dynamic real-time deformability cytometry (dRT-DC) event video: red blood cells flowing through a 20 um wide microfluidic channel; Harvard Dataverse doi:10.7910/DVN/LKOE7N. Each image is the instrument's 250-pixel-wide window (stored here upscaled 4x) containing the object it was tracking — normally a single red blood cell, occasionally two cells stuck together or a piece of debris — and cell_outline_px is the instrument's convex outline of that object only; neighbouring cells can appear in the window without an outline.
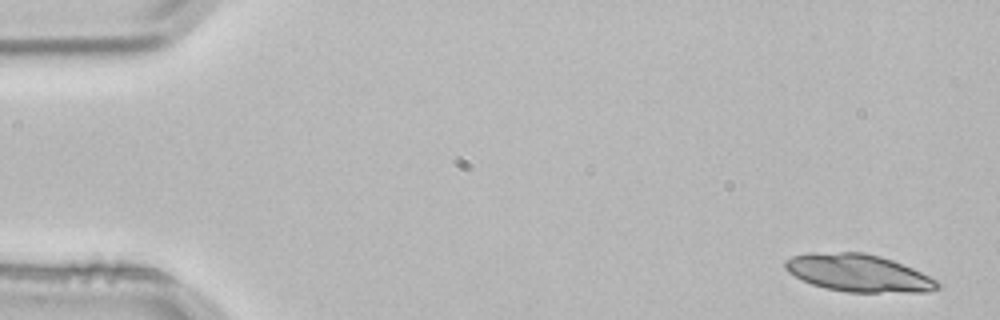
{"species": "common noctule bat (a hibernating species)", "species_latin": "Nyctalus noctula", "temperature_condition": "room temperature", "stored_images_in_passage": 4, "camera_frame_rate_fps": 3000, "um_per_image_px": 0.085, "animal": {"sex": "male", "body_mass_g": 21.5, "forearm_length_mm": 52.0}, "frame": {"image": 1, "passage_image": 1, "time_ms": 0.0, "image_size_px": [1000, 320], "cell_outline_px": [[940, 288], [928, 292], [848, 292], [824, 288], [812, 284], [788, 272], [784, 268], [784, 260], [792, 256], [808, 252], [864, 252], [880, 256], [892, 260], [912, 268], [936, 280], [940, 284]], "centroid_in_image_um": [72.94, 23.2], "position_along_channel_um": 12.1, "area_um2": 33.23}}
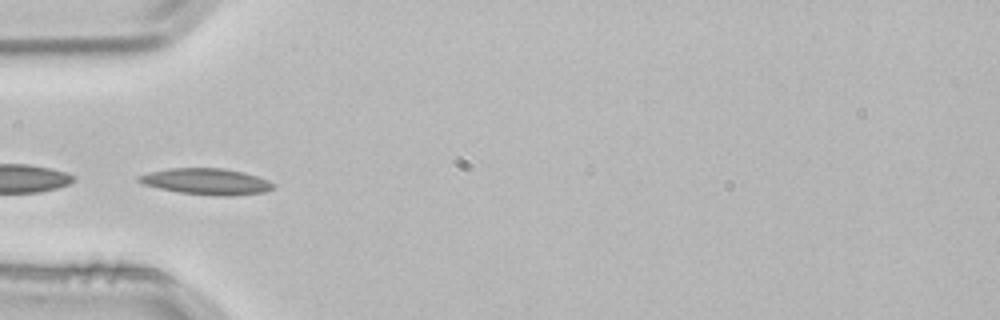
{"frame": {"image": 2, "passage_image": 4, "time_ms": 1.0, "image_size_px": [1000, 320], "cell_outline_px": [[272, 188], [264, 192], [232, 196], [216, 196], [180, 192], [160, 188], [144, 184], [136, 180], [136, 176], [148, 172], [168, 168], [224, 168], [244, 172], [268, 180], [272, 184]], "centroid_in_image_um": [17.51, 15.42], "position_along_channel_um": 67.5, "area_um2": 20.46}}